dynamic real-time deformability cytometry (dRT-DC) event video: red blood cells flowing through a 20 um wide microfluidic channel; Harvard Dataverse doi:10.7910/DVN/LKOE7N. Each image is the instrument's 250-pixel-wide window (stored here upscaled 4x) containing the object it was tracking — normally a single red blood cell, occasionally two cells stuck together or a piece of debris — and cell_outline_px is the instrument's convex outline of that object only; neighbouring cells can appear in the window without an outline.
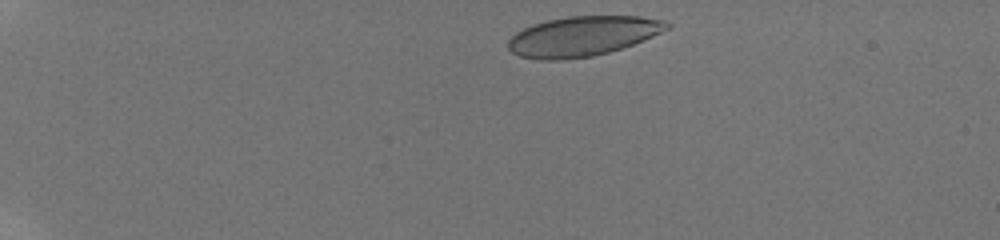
{"species": "human", "species_latin": "Homo sapiens", "temperature_condition": "room temperature", "stored_images_in_passage": 44, "camera_frame_rate_fps": 3000, "um_per_image_px": 0.085, "donor": {"sex": "male"}, "frame": {"image": 1, "passage_image": 2, "time_ms": 0.333, "image_size_px": [1000, 240], "cell_outline_px": [[672, 28], [644, 40], [608, 52], [592, 56], [560, 60], [540, 60], [520, 56], [512, 52], [508, 48], [508, 40], [516, 32], [532, 24], [548, 20], [568, 16], [640, 16], [664, 20], [672, 24]], "centroid_in_image_um": [49.55, 3.07], "position_along_channel_um": 35.5, "area_um2": 36.93}}
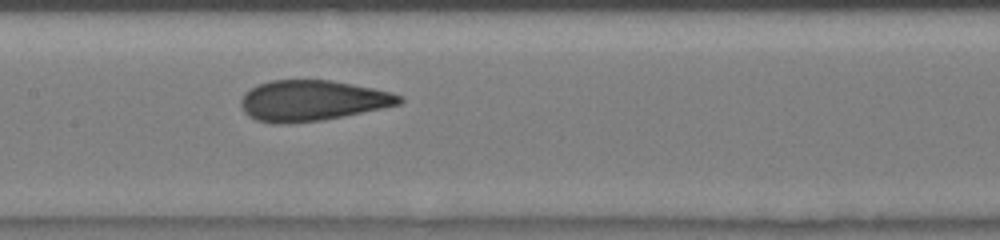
{"frame": {"image": 2, "passage_image": 23, "time_ms": 6.333, "image_size_px": [1000, 240], "cell_outline_px": [[404, 100], [400, 104], [384, 108], [320, 120], [288, 124], [272, 124], [256, 120], [248, 116], [244, 112], [240, 104], [240, 100], [244, 92], [260, 84], [272, 80], [328, 80], [352, 84], [392, 92], [400, 96]], "centroid_in_image_um": [26.5, 8.56], "position_along_channel_um": 180.9, "area_um2": 37.45}}
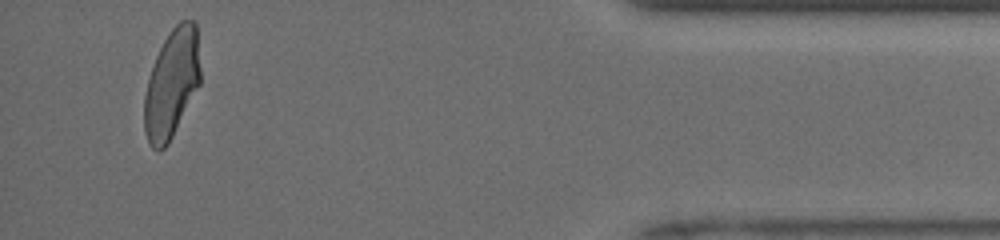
{"frame": {"image": 3, "passage_image": 42, "time_ms": 13.333, "image_size_px": [1000, 240], "cell_outline_px": [[200, 84], [168, 144], [164, 148], [152, 148], [148, 140], [144, 128], [144, 96], [148, 80], [156, 56], [164, 40], [172, 28], [180, 20], [192, 20], [196, 24], [200, 68]], "centroid_in_image_um": [14.6, 7.09], "position_along_channel_um": 420.6, "area_um2": 35.14}, "authors_computed_cell_mechanics": {"area_um2": 37.3099, "velocity_mm_per_s": 4.0847, "shape_relaxation_time_tau1_ms": 6.3771, "shape_relaxation_time_tau2_ms": 0.7047, "deformation_change_tau1": 0.1923, "deformation_change_tau2": 0.0549}}